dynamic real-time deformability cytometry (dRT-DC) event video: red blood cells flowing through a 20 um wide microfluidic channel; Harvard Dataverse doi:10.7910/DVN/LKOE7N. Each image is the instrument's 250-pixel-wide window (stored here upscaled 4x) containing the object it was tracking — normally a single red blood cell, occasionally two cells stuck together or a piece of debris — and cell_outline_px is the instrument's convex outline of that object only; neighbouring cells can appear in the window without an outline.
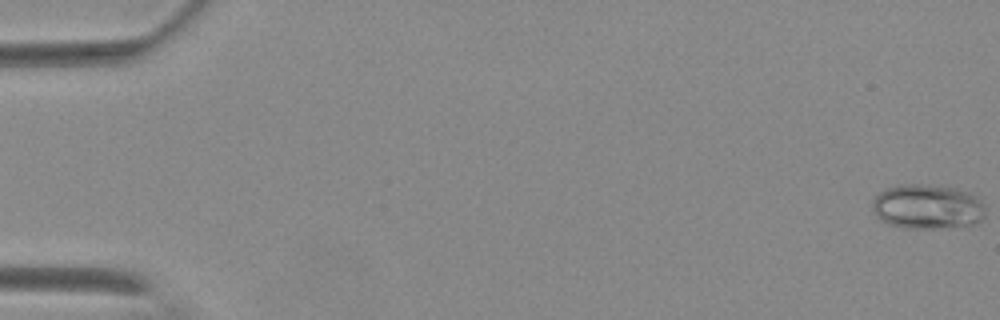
{"species": "Egyptian fruit bat (a non-hibernating species)", "species_latin": "Rousettus aegyptiacus", "temperature_condition": "warm", "stored_images_in_passage": 53, "camera_frame_rate_fps": 3000, "um_per_image_px": 0.085, "animal": {"sex": "female"}, "frame": {"image": 1, "passage_image": 1, "time_ms": 0.0, "image_size_px": [1000, 320], "cell_outline_px": [[984, 216], [980, 220], [968, 224], [932, 228], [908, 228], [888, 224], [880, 220], [876, 216], [872, 208], [872, 200], [884, 188], [900, 184], [920, 184], [956, 188], [980, 200], [984, 204]], "centroid_in_image_um": [78.74, 17.56], "position_along_channel_um": 6.3, "area_um2": 29.02}}
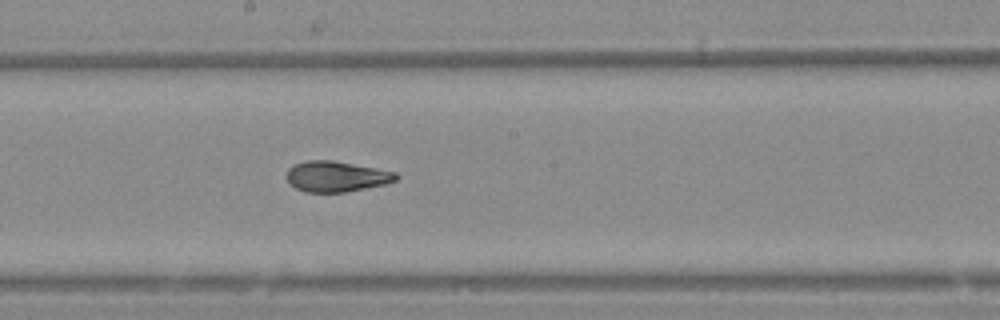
{"frame": {"image": 2, "passage_image": 32, "time_ms": 10.333, "image_size_px": [1000, 320], "cell_outline_px": [[400, 176], [396, 180], [384, 184], [344, 192], [304, 192], [296, 188], [288, 180], [288, 168], [296, 164], [308, 160], [332, 160], [376, 168], [396, 172]], "centroid_in_image_um": [28.61, 14.99], "position_along_channel_um": 219.6, "area_um2": 19.25}}
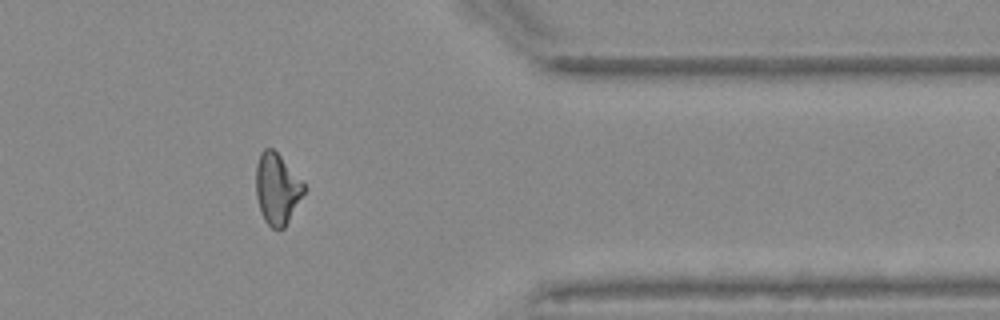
{"frame": {"image": 3, "passage_image": 47, "time_ms": 15.333, "image_size_px": [1000, 320], "cell_outline_px": [[308, 188], [284, 228], [272, 228], [264, 220], [256, 196], [256, 164], [260, 152], [264, 148], [272, 148], [280, 156]], "centroid_in_image_um": [23.55, 16.04], "position_along_channel_um": 387.8, "area_um2": 19.77}}